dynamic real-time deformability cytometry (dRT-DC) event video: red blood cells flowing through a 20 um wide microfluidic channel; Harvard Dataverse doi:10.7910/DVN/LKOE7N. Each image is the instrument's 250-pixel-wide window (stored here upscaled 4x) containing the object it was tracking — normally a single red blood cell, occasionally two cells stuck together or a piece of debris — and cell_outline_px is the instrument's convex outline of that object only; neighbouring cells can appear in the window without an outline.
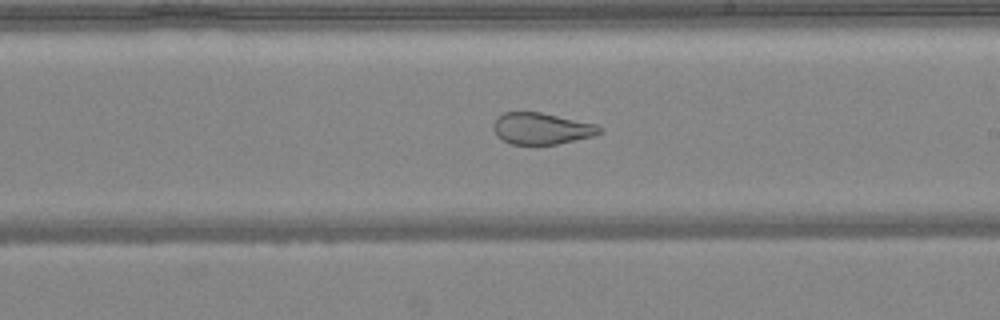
{"species": "common noctule bat (a hibernating species)", "species_latin": "Nyctalus noctula", "temperature_condition": "warm", "stored_images_in_passage": 34, "camera_frame_rate_fps": 3000, "um_per_image_px": 0.085, "animal": {"sex": "female", "body_mass_g": 24.6, "forearm_length_mm": 56.2}, "frame": {"image": 1, "passage_image": 13, "time_ms": 4.0, "image_size_px": [1000, 320], "cell_outline_px": [[604, 132], [592, 136], [556, 144], [512, 144], [496, 136], [492, 128], [492, 124], [496, 116], [504, 112], [540, 112], [596, 124], [604, 128]], "centroid_in_image_um": [46.01, 10.91], "position_along_channel_um": 243.0, "area_um2": 19.59}}
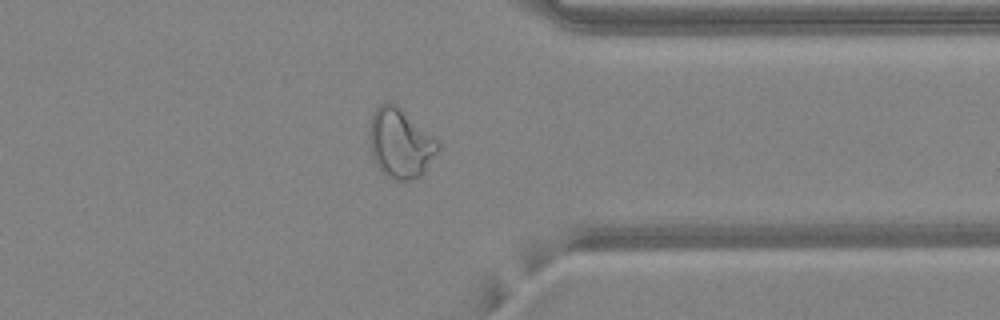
{"frame": {"image": 2, "passage_image": 23, "time_ms": 7.333, "image_size_px": [1000, 320], "cell_outline_px": [[440, 148], [424, 172], [420, 176], [408, 180], [396, 180], [388, 176], [376, 164], [372, 156], [368, 140], [368, 128], [372, 116], [376, 108], [384, 100], [388, 100], [396, 104], [432, 136], [440, 144]], "centroid_in_image_um": [33.99, 12.15], "position_along_channel_um": 377.4, "area_um2": 27.63}}
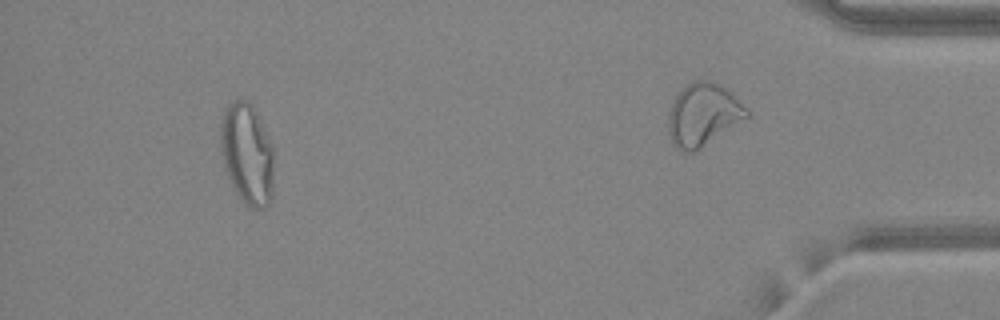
{"frame": {"image": 3, "passage_image": 30, "time_ms": 9.667, "image_size_px": [1000, 320], "cell_outline_px": [[276, 156], [272, 192], [268, 204], [264, 208], [248, 208], [244, 204], [236, 192], [228, 176], [220, 152], [220, 124], [224, 108], [232, 100], [248, 100], [252, 104], [272, 144]], "centroid_in_image_um": [21.02, 13.07], "position_along_channel_um": 414.2, "area_um2": 32.14}}